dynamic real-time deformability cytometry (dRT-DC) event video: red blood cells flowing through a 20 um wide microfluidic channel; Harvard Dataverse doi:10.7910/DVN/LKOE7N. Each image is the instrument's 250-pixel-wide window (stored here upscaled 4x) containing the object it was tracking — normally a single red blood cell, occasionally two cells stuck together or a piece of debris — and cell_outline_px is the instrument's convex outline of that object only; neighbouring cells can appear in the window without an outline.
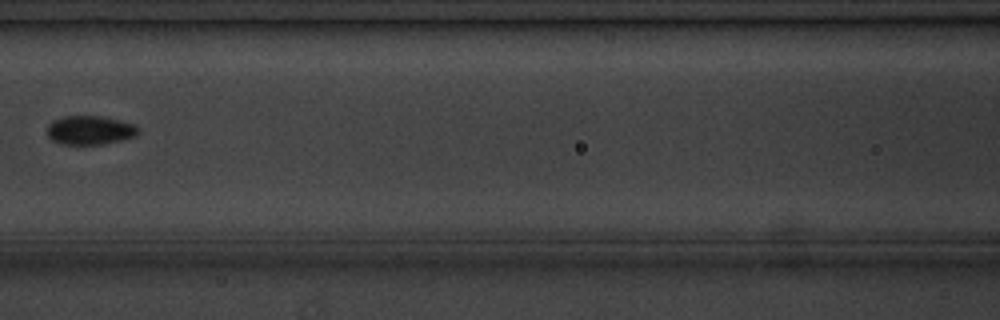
{"species": "common noctule bat (a hibernating species)", "species_latin": "Nyctalus noctula", "temperature_condition": "cold", "stored_images_in_passage": 14, "camera_frame_rate_fps": 3000, "um_per_image_px": 0.085, "animal": {"sex": "male", "body_mass_g": 20.1, "forearm_length_mm": 53.5}, "frame": {"image": 1, "passage_image": 7, "time_ms": 8.0, "image_size_px": [1000, 320], "cell_outline_px": [[140, 132], [136, 136], [104, 144], [60, 144], [52, 140], [48, 136], [48, 124], [52, 120], [64, 116], [100, 116], [136, 124], [140, 128]], "centroid_in_image_um": [7.66, 11.06], "position_along_channel_um": 158.9, "area_um2": 15.43}}